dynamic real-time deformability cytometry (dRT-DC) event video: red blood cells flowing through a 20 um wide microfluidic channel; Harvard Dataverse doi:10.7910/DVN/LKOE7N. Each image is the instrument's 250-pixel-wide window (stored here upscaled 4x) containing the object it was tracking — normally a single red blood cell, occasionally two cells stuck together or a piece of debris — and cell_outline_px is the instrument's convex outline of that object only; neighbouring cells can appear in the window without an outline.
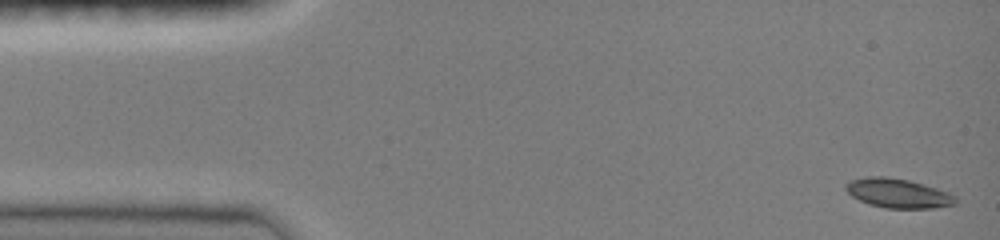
{"species": "common noctule bat (a hibernating species)", "species_latin": "Nyctalus noctula", "temperature_condition": "room temperature", "stored_images_in_passage": 11, "camera_frame_rate_fps": 3000, "um_per_image_px": 0.085, "animal": {"sex": "female", "body_mass_g": 19.0, "forearm_length_mm": 51.5}, "frame": {"image": 1, "passage_image": 1, "time_ms": 0.0, "image_size_px": [1000, 240], "cell_outline_px": [[956, 204], [932, 208], [884, 208], [868, 204], [852, 196], [844, 188], [844, 184], [852, 180], [868, 176], [884, 176], [908, 180], [936, 188], [952, 196], [956, 200]], "centroid_in_image_um": [76.26, 16.43], "position_along_channel_um": 8.7, "area_um2": 18.44}}
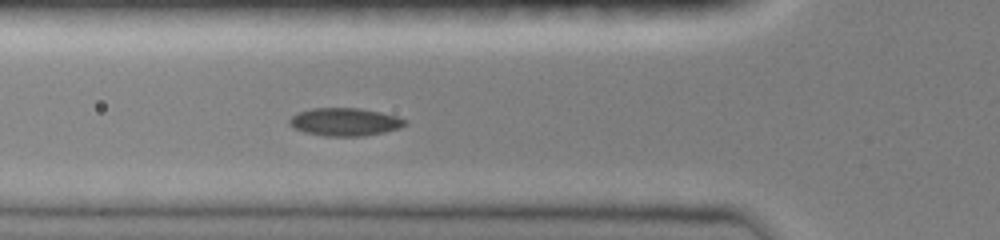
{"frame": {"image": 2, "passage_image": 8, "time_ms": 2.333, "image_size_px": [1000, 240], "cell_outline_px": [[408, 124], [400, 128], [384, 132], [364, 136], [324, 136], [304, 132], [288, 124], [288, 120], [296, 112], [312, 108], [360, 108], [380, 112], [396, 116], [408, 120]], "centroid_in_image_um": [29.32, 10.36], "position_along_channel_um": 96.5, "area_um2": 18.96}}
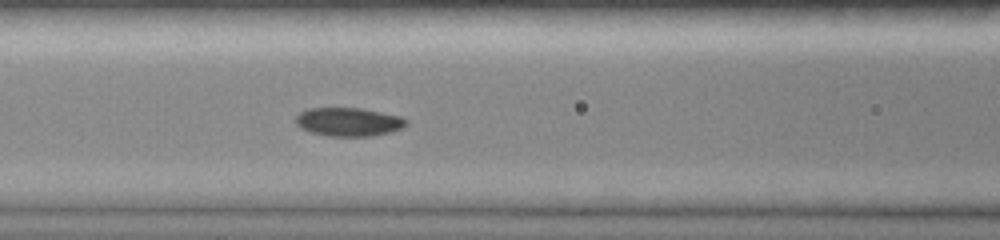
{"frame": {"image": 3, "passage_image": 11, "time_ms": 3.333, "image_size_px": [1000, 240], "cell_outline_px": [[408, 124], [404, 128], [392, 132], [372, 136], [328, 136], [308, 132], [300, 128], [296, 124], [296, 116], [300, 112], [308, 108], [360, 108], [400, 116], [408, 120]], "centroid_in_image_um": [29.64, 10.37], "position_along_channel_um": 137.0, "area_um2": 18.61}}